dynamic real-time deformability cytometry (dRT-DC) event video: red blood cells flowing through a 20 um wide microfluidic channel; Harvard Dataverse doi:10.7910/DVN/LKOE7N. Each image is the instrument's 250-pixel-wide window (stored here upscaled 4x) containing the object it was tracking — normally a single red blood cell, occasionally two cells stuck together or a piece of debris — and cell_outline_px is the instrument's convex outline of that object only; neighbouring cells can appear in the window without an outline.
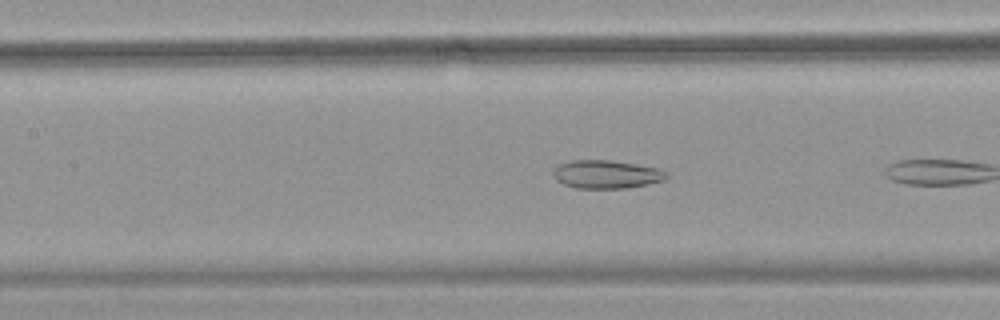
{"species": "common noctule bat (a hibernating species)", "species_latin": "Nyctalus noctula", "temperature_condition": "warm", "stored_images_in_passage": 7, "camera_frame_rate_fps": 3000, "um_per_image_px": 0.085, "animal": {"sex": "female", "body_mass_g": 18.4}, "frame": {"image": 1, "passage_image": 6, "time_ms": 1.667, "image_size_px": [1000, 320], "cell_outline_px": [[668, 176], [664, 180], [648, 184], [628, 188], [576, 188], [564, 184], [556, 180], [552, 172], [552, 168], [560, 164], [572, 160], [608, 160], [636, 164], [660, 168], [668, 172]], "centroid_in_image_um": [51.55, 14.81], "position_along_channel_um": 155.8, "area_um2": 18.79}}